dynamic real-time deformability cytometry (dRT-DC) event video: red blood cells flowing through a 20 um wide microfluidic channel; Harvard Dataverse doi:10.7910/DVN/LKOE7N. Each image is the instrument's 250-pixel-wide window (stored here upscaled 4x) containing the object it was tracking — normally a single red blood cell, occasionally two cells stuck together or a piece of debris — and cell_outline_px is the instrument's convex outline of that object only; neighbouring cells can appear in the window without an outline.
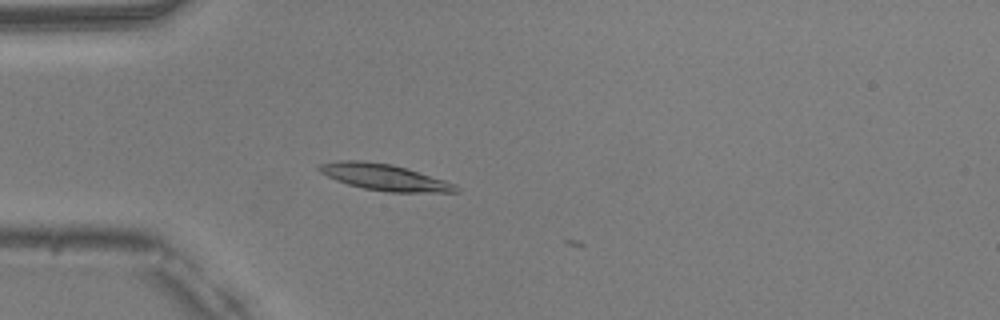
{"species": "common noctule bat (a hibernating species)", "species_latin": "Nyctalus noctula", "temperature_condition": "warm", "stored_images_in_passage": 7, "camera_frame_rate_fps": 3000, "um_per_image_px": 0.085, "animal": {"sex": "male", "body_mass_g": 20.5, "forearm_length_mm": 52.5}, "frame": {"image": 1, "passage_image": 6, "time_ms": 1.667, "image_size_px": [1000, 320], "cell_outline_px": [[460, 192], [388, 192], [364, 188], [348, 184], [336, 180], [320, 172], [316, 168], [320, 164], [336, 160], [360, 160], [392, 164], [444, 180], [456, 184], [460, 188]], "centroid_in_image_um": [32.66, 15.06], "position_along_channel_um": 52.3, "area_um2": 20.87}}